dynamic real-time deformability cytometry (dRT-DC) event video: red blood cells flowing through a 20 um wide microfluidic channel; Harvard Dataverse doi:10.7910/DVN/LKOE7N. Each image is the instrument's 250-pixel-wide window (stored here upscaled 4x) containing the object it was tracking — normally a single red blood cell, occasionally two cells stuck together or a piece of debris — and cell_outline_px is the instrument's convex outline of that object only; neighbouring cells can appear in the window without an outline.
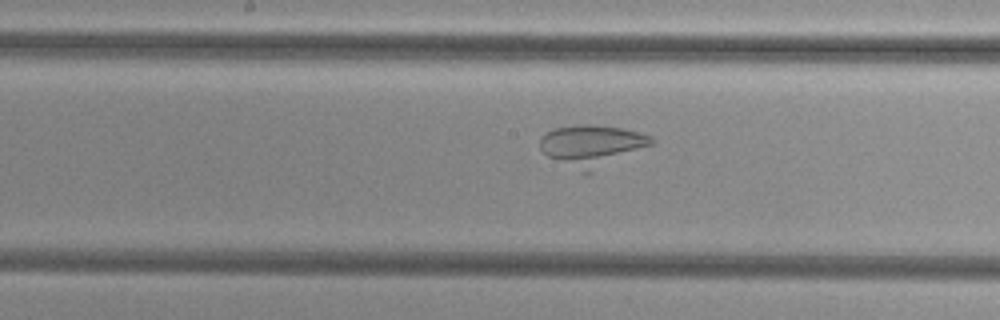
{"species": "common noctule bat (a hibernating species)", "species_latin": "Nyctalus noctula", "temperature_condition": "cold", "stored_images_in_passage": 37, "camera_frame_rate_fps": 3000, "um_per_image_px": 0.085, "animal": {"sex": "female", "body_mass_g": 29.2, "forearm_length_mm": 56.3}, "frame": {"image": 1, "passage_image": 18, "time_ms": 5.667, "image_size_px": [1000, 320], "cell_outline_px": [[656, 140], [652, 144], [588, 176], [584, 176], [548, 156], [540, 148], [540, 136], [552, 128], [584, 124], [592, 124], [620, 128], [652, 136]], "centroid_in_image_um": [50.29, 12.42], "position_along_channel_um": 197.9, "area_um2": 27.4}}
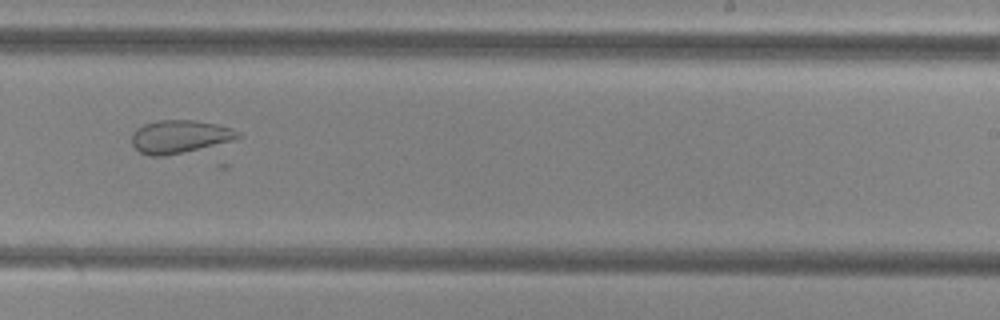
{"frame": {"image": 2, "passage_image": 24, "time_ms": 7.667, "image_size_px": [1000, 320], "cell_outline_px": [[244, 136], [236, 140], [164, 156], [148, 156], [140, 152], [132, 144], [132, 132], [136, 128], [144, 124], [156, 120], [196, 120], [216, 124], [232, 128], [240, 132]], "centroid_in_image_um": [15.29, 11.6], "position_along_channel_um": 273.7, "area_um2": 20.58}}
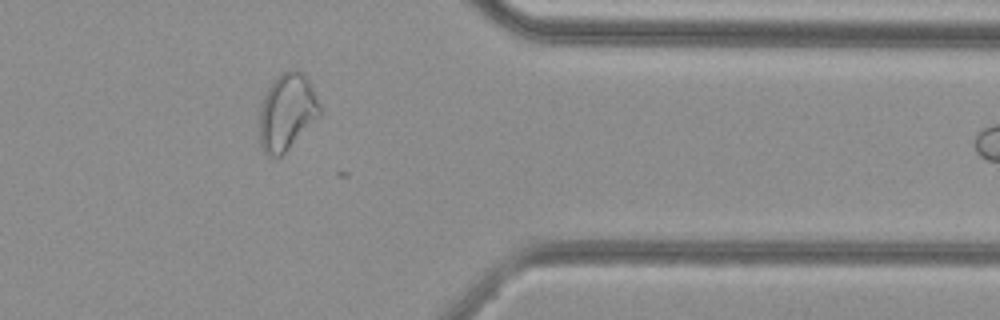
{"frame": {"image": 3, "passage_image": 34, "time_ms": 11.0, "image_size_px": [1000, 320], "cell_outline_px": [[320, 116], [280, 156], [268, 156], [260, 148], [260, 104], [272, 80], [280, 72], [288, 68], [292, 68], [300, 72], [308, 80], [320, 104]], "centroid_in_image_um": [24.36, 9.48], "position_along_channel_um": 387.0, "area_um2": 26.82}}